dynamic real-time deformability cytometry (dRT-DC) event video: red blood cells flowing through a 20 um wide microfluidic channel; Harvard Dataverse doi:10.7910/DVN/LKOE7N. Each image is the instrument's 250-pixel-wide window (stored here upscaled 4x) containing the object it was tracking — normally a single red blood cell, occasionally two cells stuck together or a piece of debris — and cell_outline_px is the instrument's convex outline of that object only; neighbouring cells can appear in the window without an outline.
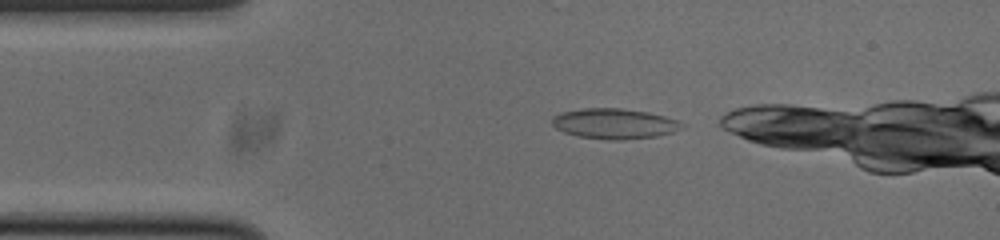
{"species": "common noctule bat (a hibernating species)", "species_latin": "Nyctalus noctula", "temperature_condition": "cold", "stored_images_in_passage": 17, "camera_frame_rate_fps": 3000, "um_per_image_px": 0.085, "animal": {"sex": "male", "body_mass_g": 20.0, "forearm_length_mm": 53.3}, "frame": {"image": 1, "passage_image": 2, "time_ms": 0.333, "image_size_px": [1000, 240], "cell_outline_px": [[684, 124], [680, 128], [672, 132], [656, 136], [620, 140], [608, 140], [576, 136], [564, 132], [556, 128], [552, 124], [552, 116], [564, 112], [584, 108], [620, 108], [648, 112], [664, 116], [676, 120]], "centroid_in_image_um": [52.19, 10.51], "position_along_channel_um": 32.8, "area_um2": 22.77}}
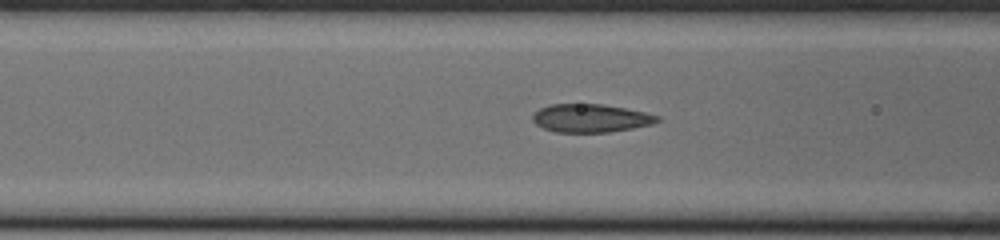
{"frame": {"image": 2, "passage_image": 11, "time_ms": 3.333, "image_size_px": [1000, 240], "cell_outline_px": [[660, 120], [652, 124], [632, 128], [608, 132], [556, 132], [544, 128], [536, 124], [532, 120], [532, 116], [540, 108], [552, 104], [600, 104], [624, 108], [644, 112], [660, 116]], "centroid_in_image_um": [50.2, 10.04], "position_along_channel_um": 116.4, "area_um2": 20.29}}
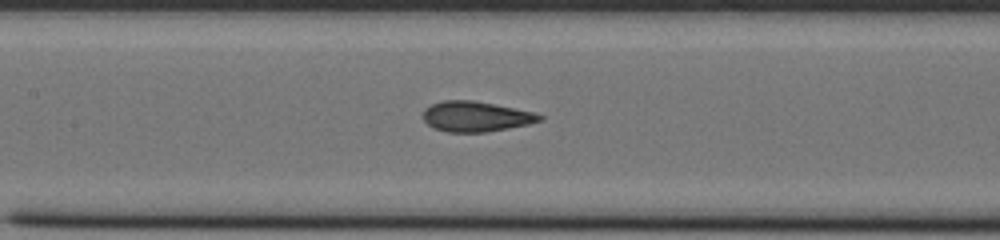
{"frame": {"image": 3, "passage_image": 15, "time_ms": 4.667, "image_size_px": [1000, 240], "cell_outline_px": [[544, 120], [528, 124], [508, 128], [484, 132], [448, 132], [432, 128], [424, 120], [424, 108], [432, 104], [444, 100], [472, 100], [532, 112], [544, 116]], "centroid_in_image_um": [40.43, 9.91], "position_along_channel_um": 167.0, "area_um2": 20.35}}